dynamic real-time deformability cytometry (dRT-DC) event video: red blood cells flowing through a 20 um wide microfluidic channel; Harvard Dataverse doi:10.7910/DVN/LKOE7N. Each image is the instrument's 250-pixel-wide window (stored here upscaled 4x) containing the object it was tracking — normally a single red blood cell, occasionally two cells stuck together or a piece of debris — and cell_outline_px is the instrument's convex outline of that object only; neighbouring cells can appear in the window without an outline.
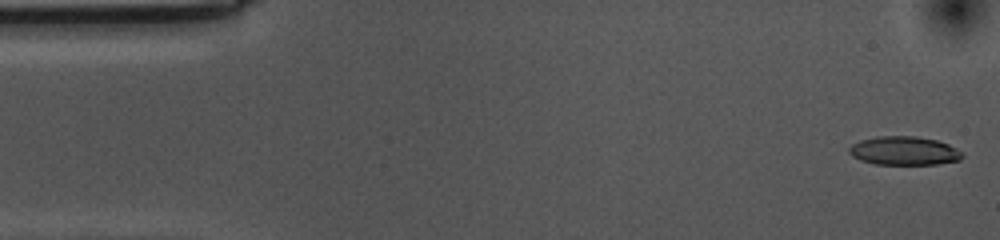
{"species": "common noctule bat (a hibernating species)", "species_latin": "Nyctalus noctula", "temperature_condition": "cold", "stored_images_in_passage": 52, "camera_frame_rate_fps": 3000, "um_per_image_px": 0.085, "animal": {"sex": "female", "body_mass_g": 10.0, "forearm_length_mm": 53.1}, "frame": {"image": 1, "passage_image": 1, "time_ms": 0.0, "image_size_px": [1000, 240], "cell_outline_px": [[964, 156], [960, 160], [936, 164], [876, 164], [860, 160], [852, 156], [848, 152], [848, 148], [852, 144], [860, 140], [876, 136], [916, 136], [936, 140], [948, 144], [964, 152]], "centroid_in_image_um": [76.85, 12.81], "position_along_channel_um": 8.2, "area_um2": 19.02}}
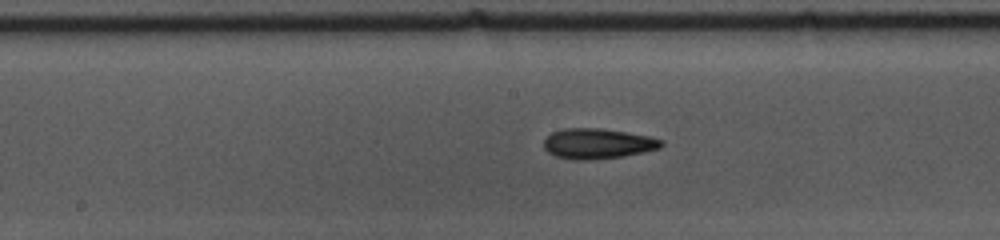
{"frame": {"image": 2, "passage_image": 26, "time_ms": 8.333, "image_size_px": [1000, 240], "cell_outline_px": [[664, 144], [660, 148], [644, 152], [624, 156], [584, 160], [572, 160], [556, 156], [548, 152], [544, 148], [544, 140], [552, 132], [560, 128], [600, 128], [648, 136], [664, 140]], "centroid_in_image_um": [50.79, 12.2], "position_along_channel_um": 197.4, "area_um2": 20.75}}
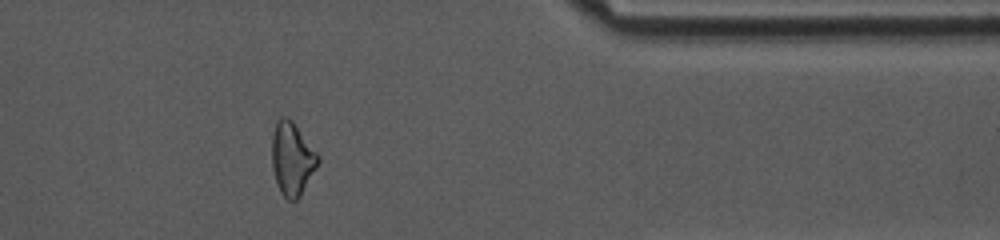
{"frame": {"image": 3, "passage_image": 44, "time_ms": 14.333, "image_size_px": [1000, 240], "cell_outline_px": [[320, 160], [316, 168], [300, 196], [296, 200], [288, 200], [280, 192], [276, 184], [272, 168], [272, 136], [276, 120], [280, 116], [288, 116], [292, 120], [320, 156]], "centroid_in_image_um": [24.82, 13.47], "position_along_channel_um": 386.6, "area_um2": 19.77}, "authors_computed_cell_mechanics": {"area_um2": 19.7387, "velocity_mm_per_s": 3.5537, "shape_relaxation_time_tau1_ms": 10.0858, "shape_relaxation_time_tau2_ms": 2.613, "deformation_change_tau1": 0.1743, "deformation_change_tau2": 0.1085}}